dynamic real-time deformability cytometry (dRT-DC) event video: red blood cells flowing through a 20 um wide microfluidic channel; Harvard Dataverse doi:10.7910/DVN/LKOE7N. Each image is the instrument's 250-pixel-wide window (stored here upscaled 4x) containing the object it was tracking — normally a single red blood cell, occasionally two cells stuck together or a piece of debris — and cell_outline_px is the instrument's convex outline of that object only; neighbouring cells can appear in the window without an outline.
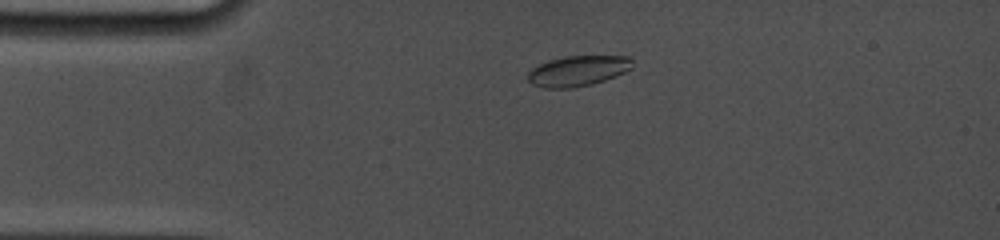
{"species": "common noctule bat (a hibernating species)", "species_latin": "Nyctalus noctula", "temperature_condition": "cold", "stored_images_in_passage": 23, "camera_frame_rate_fps": 5000, "um_per_image_px": 0.085, "animal": {"sex": "female", "body_mass_g": 19.0, "forearm_length_mm": 53.3}, "frame": {"image": 1, "passage_image": 7, "time_ms": 2.2, "image_size_px": [1000, 240], "cell_outline_px": [[632, 68], [624, 72], [604, 80], [592, 84], [572, 88], [544, 88], [532, 84], [528, 80], [528, 72], [532, 68], [548, 60], [564, 56], [628, 56], [632, 60]], "centroid_in_image_um": [49.1, 6.02], "position_along_channel_um": 35.9, "area_um2": 18.5}}
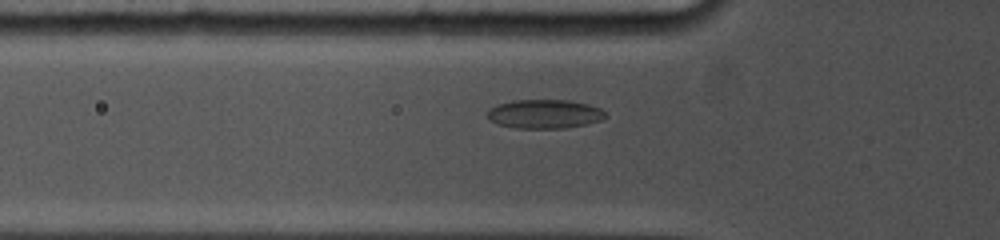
{"frame": {"image": 2, "passage_image": 15, "time_ms": 4.2, "image_size_px": [1000, 240], "cell_outline_px": [[608, 116], [600, 120], [584, 124], [564, 128], [516, 128], [500, 124], [492, 120], [488, 116], [488, 108], [496, 104], [512, 100], [568, 100], [588, 104], [600, 108]], "centroid_in_image_um": [46.28, 9.67], "position_along_channel_um": 79.5, "area_um2": 19.77}}
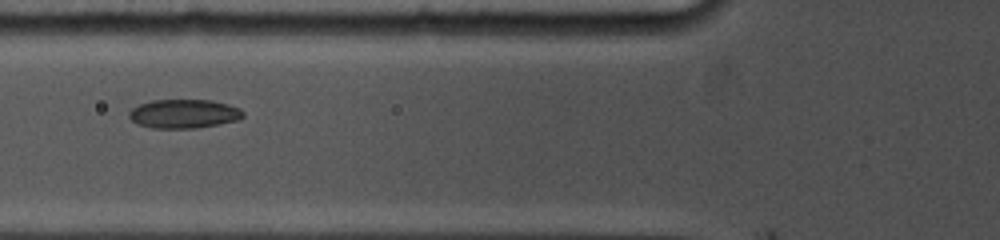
{"frame": {"image": 3, "passage_image": 18, "time_ms": 5.0, "image_size_px": [1000, 240], "cell_outline_px": [[244, 116], [240, 120], [220, 124], [196, 128], [152, 128], [136, 124], [128, 116], [128, 112], [132, 108], [140, 104], [152, 100], [212, 100], [228, 104], [240, 108], [244, 112]], "centroid_in_image_um": [15.64, 9.67], "position_along_channel_um": 110.2, "area_um2": 19.42}}